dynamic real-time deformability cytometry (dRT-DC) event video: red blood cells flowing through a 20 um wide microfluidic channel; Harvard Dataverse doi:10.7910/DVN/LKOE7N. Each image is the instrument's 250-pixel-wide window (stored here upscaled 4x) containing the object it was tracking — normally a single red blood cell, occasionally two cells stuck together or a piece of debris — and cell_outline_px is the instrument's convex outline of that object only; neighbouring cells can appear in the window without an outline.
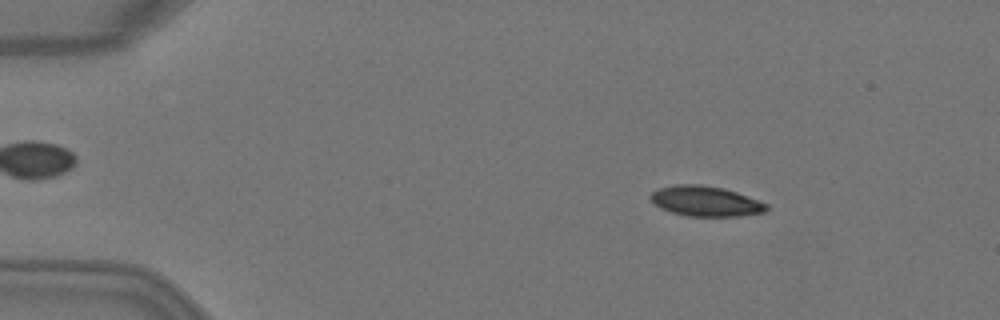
{"species": "Egyptian fruit bat (a non-hibernating species)", "species_latin": "Rousettus aegyptiacus", "temperature_condition": "warm", "stored_images_in_passage": 3, "camera_frame_rate_fps": 3000, "um_per_image_px": 0.085, "animal": {"sex": "female"}, "frame": {"image": 1, "passage_image": 1, "time_ms": 0.0, "image_size_px": [1000, 320], "cell_outline_px": [[768, 212], [740, 216], [688, 216], [672, 212], [660, 208], [648, 196], [652, 192], [660, 188], [676, 184], [700, 184], [724, 188], [736, 192], [768, 204]], "centroid_in_image_um": [60.0, 17.1], "position_along_channel_um": 25.0, "area_um2": 20.4}}